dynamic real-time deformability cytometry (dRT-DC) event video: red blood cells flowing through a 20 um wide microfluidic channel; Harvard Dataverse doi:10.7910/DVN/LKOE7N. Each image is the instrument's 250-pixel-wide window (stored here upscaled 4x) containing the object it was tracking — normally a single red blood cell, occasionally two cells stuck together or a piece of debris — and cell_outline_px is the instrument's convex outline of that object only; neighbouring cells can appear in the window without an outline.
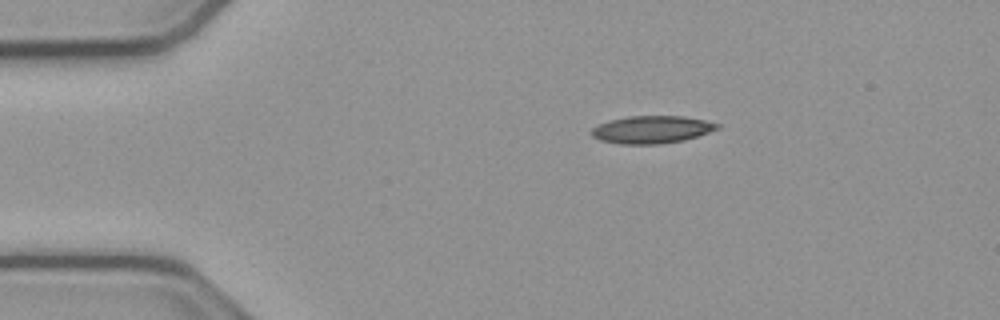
{"species": "common noctule bat (a hibernating species)", "species_latin": "Nyctalus noctula", "temperature_condition": "cold", "stored_images_in_passage": 45, "camera_frame_rate_fps": 3000, "um_per_image_px": 0.085, "animal": {"sex": "male", "body_mass_g": 23.1, "forearm_length_mm": 52.7}, "frame": {"image": 1, "passage_image": 1, "time_ms": 0.0, "image_size_px": [1000, 320], "cell_outline_px": [[720, 128], [684, 140], [660, 144], [620, 144], [600, 140], [592, 136], [592, 128], [608, 120], [628, 116], [684, 116], [704, 120], [720, 124]], "centroid_in_image_um": [55.39, 11.01], "position_along_channel_um": 29.6, "area_um2": 20.11}}
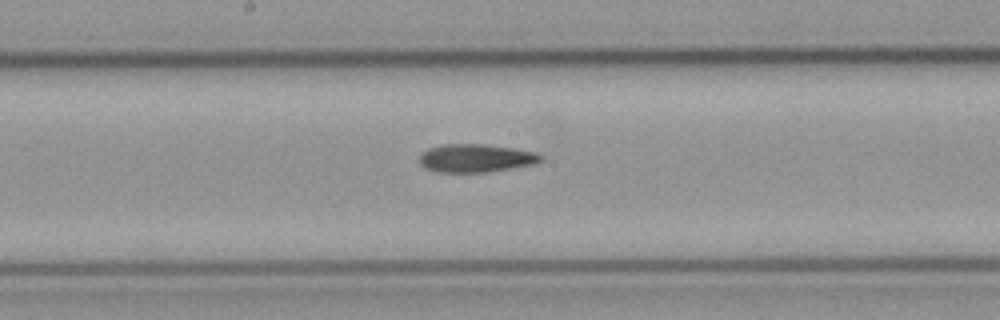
{"frame": {"image": 2, "passage_image": 19, "time_ms": 6.0, "image_size_px": [1000, 320], "cell_outline_px": [[544, 156], [536, 164], [484, 172], [436, 172], [424, 168], [420, 164], [420, 156], [428, 148], [440, 144], [484, 144], [512, 148], [536, 152]], "centroid_in_image_um": [40.43, 13.44], "position_along_channel_um": 207.8, "area_um2": 19.88}}
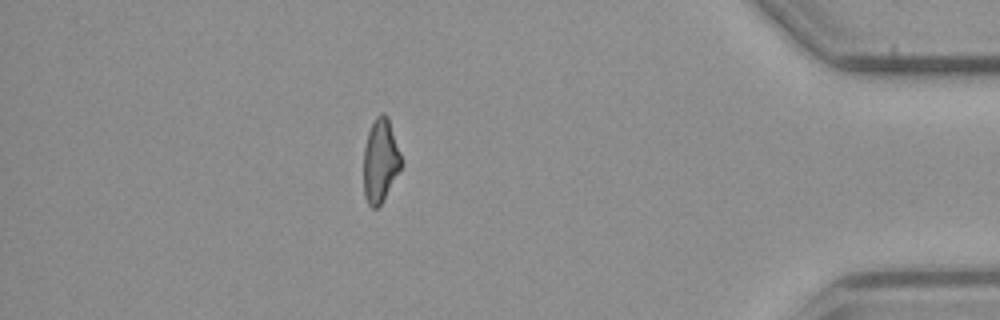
{"frame": {"image": 3, "passage_image": 38, "time_ms": 12.333, "image_size_px": [1000, 320], "cell_outline_px": [[404, 164], [380, 204], [376, 208], [372, 208], [368, 204], [364, 196], [364, 148], [368, 132], [376, 116], [380, 112], [384, 112], [388, 116]], "centroid_in_image_um": [32.34, 13.63], "position_along_channel_um": 402.9, "area_um2": 18.38}, "authors_computed_cell_mechanics": {"area_um2": 19.652, "velocity_mm_per_s": 3.8317, "shape_relaxation_time_tau1_ms": 9.9137, "shape_relaxation_time_tau2_ms": null, "deformation_change_tau1": 0.2194, "deformation_change_tau2": null}}